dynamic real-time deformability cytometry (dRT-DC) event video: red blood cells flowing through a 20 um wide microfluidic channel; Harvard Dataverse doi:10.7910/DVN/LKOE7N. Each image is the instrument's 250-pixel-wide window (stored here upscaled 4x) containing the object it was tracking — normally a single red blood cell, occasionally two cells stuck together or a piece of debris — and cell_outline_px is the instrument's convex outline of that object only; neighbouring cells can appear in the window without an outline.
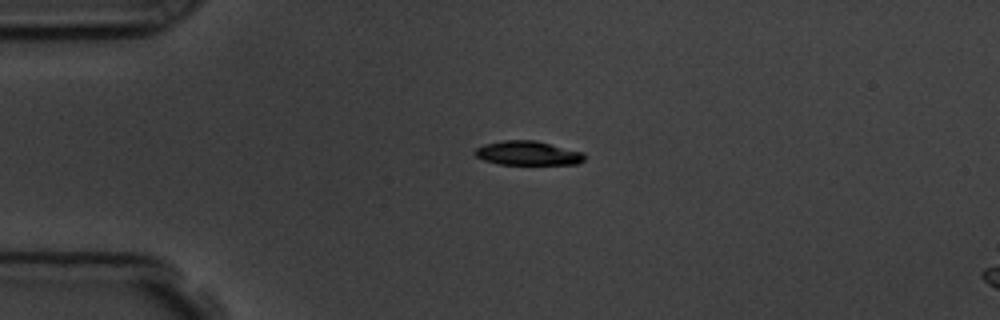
{"species": "common noctule bat (a hibernating species)", "species_latin": "Nyctalus noctula", "temperature_condition": "room temperature", "stored_images_in_passage": 56, "camera_frame_rate_fps": 3000, "um_per_image_px": 0.085, "animal": {"sex": "male", "body_mass_g": 19.5, "forearm_length_mm": 54.6}, "frame": {"image": 1, "passage_image": 13, "time_ms": 4.0, "image_size_px": [1000, 320], "cell_outline_px": [[584, 160], [580, 164], [496, 164], [484, 160], [476, 156], [472, 152], [476, 148], [484, 144], [504, 140], [532, 140], [584, 152]], "centroid_in_image_um": [44.84, 13.02], "position_along_channel_um": 40.2, "area_um2": 15.37}}
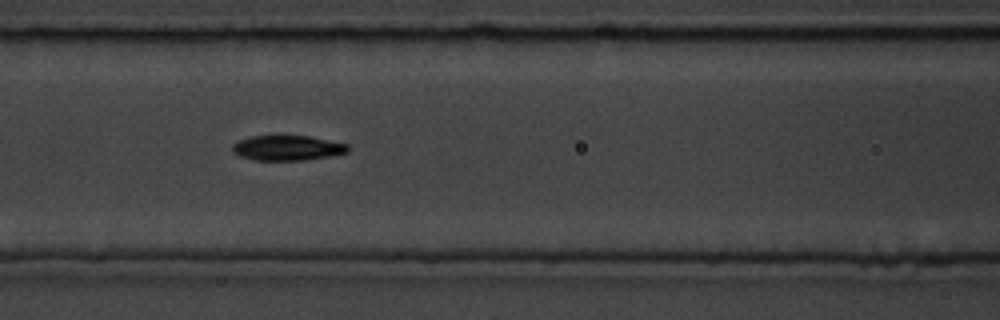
{"frame": {"image": 2, "passage_image": 24, "time_ms": 7.667, "image_size_px": [1000, 320], "cell_outline_px": [[348, 152], [332, 156], [304, 160], [256, 160], [240, 156], [232, 152], [232, 144], [240, 140], [252, 136], [308, 136], [348, 144]], "centroid_in_image_um": [24.43, 12.58], "position_along_channel_um": 142.2, "area_um2": 16.76}}
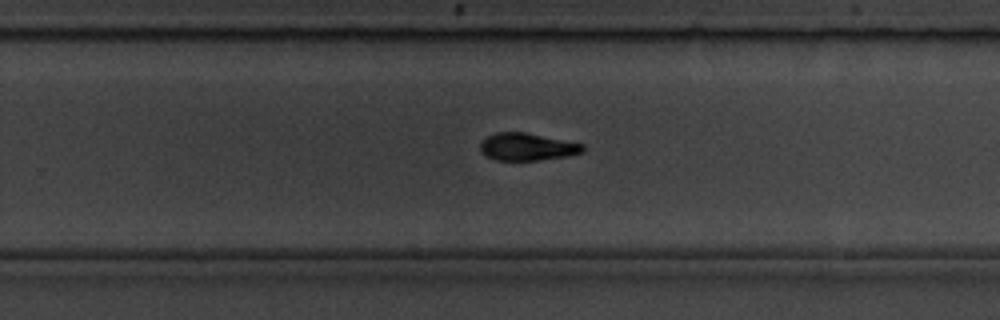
{"frame": {"image": 3, "passage_image": 36, "time_ms": 11.667, "image_size_px": [1000, 320], "cell_outline_px": [[584, 152], [568, 156], [536, 160], [496, 160], [484, 156], [480, 152], [480, 144], [484, 136], [496, 132], [524, 132], [584, 144]], "centroid_in_image_um": [44.75, 12.48], "position_along_channel_um": 285.0, "area_um2": 16.53}, "authors_computed_cell_mechanics": {"area_um2": 16.2996, "velocity_mm_per_s": 3.5815, "shape_relaxation_time_tau1_ms": 2.9446, "shape_relaxation_time_tau2_ms": 5.1043, "deformation_change_tau1": 0.108, "deformation_change_tau2": 0.1172}}